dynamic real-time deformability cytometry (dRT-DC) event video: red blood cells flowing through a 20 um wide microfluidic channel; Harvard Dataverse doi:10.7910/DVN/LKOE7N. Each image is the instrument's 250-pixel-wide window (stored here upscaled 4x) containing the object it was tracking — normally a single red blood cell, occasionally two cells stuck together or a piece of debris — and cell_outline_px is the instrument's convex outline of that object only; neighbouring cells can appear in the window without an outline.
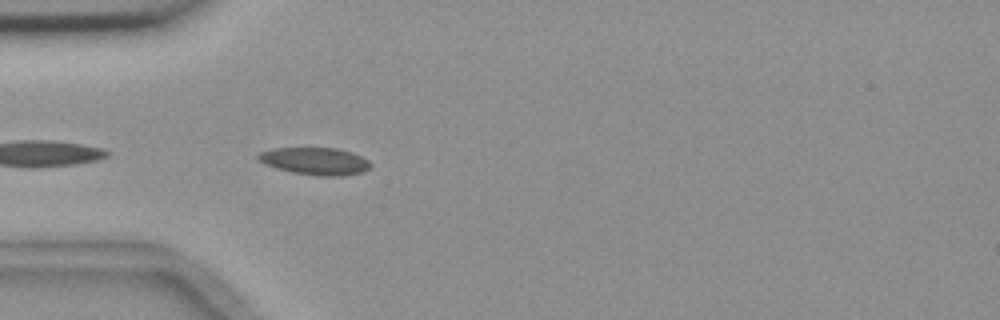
{"species": "common noctule bat (a hibernating species)", "species_latin": "Nyctalus noctula", "temperature_condition": "room temperature", "stored_images_in_passage": 4, "camera_frame_rate_fps": 3000, "um_per_image_px": 0.085, "animal": {"sex": "female", "body_mass_g": 18.4}, "frame": {"image": 1, "passage_image": 4, "time_ms": 4.667, "image_size_px": [1000, 320], "cell_outline_px": [[372, 164], [364, 172], [340, 176], [320, 176], [292, 172], [276, 168], [264, 164], [256, 160], [256, 156], [260, 152], [272, 148], [336, 148], [352, 152], [368, 160]], "centroid_in_image_um": [26.75, 13.69], "position_along_channel_um": 58.2, "area_um2": 17.98}}